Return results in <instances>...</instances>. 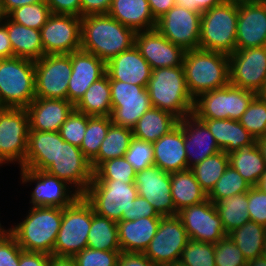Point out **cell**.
Segmentation results:
<instances>
[{
  "label": "cell",
  "mask_w": 266,
  "mask_h": 266,
  "mask_svg": "<svg viewBox=\"0 0 266 266\" xmlns=\"http://www.w3.org/2000/svg\"><path fill=\"white\" fill-rule=\"evenodd\" d=\"M136 32L108 14L81 17V48L105 63L135 45Z\"/></svg>",
  "instance_id": "obj_1"
},
{
  "label": "cell",
  "mask_w": 266,
  "mask_h": 266,
  "mask_svg": "<svg viewBox=\"0 0 266 266\" xmlns=\"http://www.w3.org/2000/svg\"><path fill=\"white\" fill-rule=\"evenodd\" d=\"M182 66L186 86L193 99L204 92L223 88L230 83L227 54L200 48L187 50Z\"/></svg>",
  "instance_id": "obj_2"
},
{
  "label": "cell",
  "mask_w": 266,
  "mask_h": 266,
  "mask_svg": "<svg viewBox=\"0 0 266 266\" xmlns=\"http://www.w3.org/2000/svg\"><path fill=\"white\" fill-rule=\"evenodd\" d=\"M62 221V208L31 207L22 222L9 228L24 251L53 255Z\"/></svg>",
  "instance_id": "obj_3"
},
{
  "label": "cell",
  "mask_w": 266,
  "mask_h": 266,
  "mask_svg": "<svg viewBox=\"0 0 266 266\" xmlns=\"http://www.w3.org/2000/svg\"><path fill=\"white\" fill-rule=\"evenodd\" d=\"M147 90L152 107L170 112L179 120L192 114L194 99L188 92L183 66L152 70Z\"/></svg>",
  "instance_id": "obj_4"
},
{
  "label": "cell",
  "mask_w": 266,
  "mask_h": 266,
  "mask_svg": "<svg viewBox=\"0 0 266 266\" xmlns=\"http://www.w3.org/2000/svg\"><path fill=\"white\" fill-rule=\"evenodd\" d=\"M238 3L225 0L201 14L200 44L203 50L227 55L236 50Z\"/></svg>",
  "instance_id": "obj_5"
},
{
  "label": "cell",
  "mask_w": 266,
  "mask_h": 266,
  "mask_svg": "<svg viewBox=\"0 0 266 266\" xmlns=\"http://www.w3.org/2000/svg\"><path fill=\"white\" fill-rule=\"evenodd\" d=\"M35 98L34 61L0 59V107L26 108Z\"/></svg>",
  "instance_id": "obj_6"
},
{
  "label": "cell",
  "mask_w": 266,
  "mask_h": 266,
  "mask_svg": "<svg viewBox=\"0 0 266 266\" xmlns=\"http://www.w3.org/2000/svg\"><path fill=\"white\" fill-rule=\"evenodd\" d=\"M138 196L134 183L116 180H92L83 197L94 212L114 222L129 221L130 208Z\"/></svg>",
  "instance_id": "obj_7"
},
{
  "label": "cell",
  "mask_w": 266,
  "mask_h": 266,
  "mask_svg": "<svg viewBox=\"0 0 266 266\" xmlns=\"http://www.w3.org/2000/svg\"><path fill=\"white\" fill-rule=\"evenodd\" d=\"M93 207L80 195L71 205L62 208V221L54 244L53 256L74 257L87 248Z\"/></svg>",
  "instance_id": "obj_8"
},
{
  "label": "cell",
  "mask_w": 266,
  "mask_h": 266,
  "mask_svg": "<svg viewBox=\"0 0 266 266\" xmlns=\"http://www.w3.org/2000/svg\"><path fill=\"white\" fill-rule=\"evenodd\" d=\"M258 94L228 84L223 88L204 92L194 99L192 115L197 119L239 120Z\"/></svg>",
  "instance_id": "obj_9"
},
{
  "label": "cell",
  "mask_w": 266,
  "mask_h": 266,
  "mask_svg": "<svg viewBox=\"0 0 266 266\" xmlns=\"http://www.w3.org/2000/svg\"><path fill=\"white\" fill-rule=\"evenodd\" d=\"M29 116L26 108L0 107V160L4 164L23 166L29 137Z\"/></svg>",
  "instance_id": "obj_10"
},
{
  "label": "cell",
  "mask_w": 266,
  "mask_h": 266,
  "mask_svg": "<svg viewBox=\"0 0 266 266\" xmlns=\"http://www.w3.org/2000/svg\"><path fill=\"white\" fill-rule=\"evenodd\" d=\"M189 240L178 215L162 216L156 234L143 254L157 266H170L179 262Z\"/></svg>",
  "instance_id": "obj_11"
},
{
  "label": "cell",
  "mask_w": 266,
  "mask_h": 266,
  "mask_svg": "<svg viewBox=\"0 0 266 266\" xmlns=\"http://www.w3.org/2000/svg\"><path fill=\"white\" fill-rule=\"evenodd\" d=\"M109 84L112 123L133 129L141 116L152 107L147 87L119 80H109Z\"/></svg>",
  "instance_id": "obj_12"
},
{
  "label": "cell",
  "mask_w": 266,
  "mask_h": 266,
  "mask_svg": "<svg viewBox=\"0 0 266 266\" xmlns=\"http://www.w3.org/2000/svg\"><path fill=\"white\" fill-rule=\"evenodd\" d=\"M45 171L66 181L71 187L73 186L72 190L80 195L87 191L93 179L90 161L83 155L80 147L64 141L59 131L57 157Z\"/></svg>",
  "instance_id": "obj_13"
},
{
  "label": "cell",
  "mask_w": 266,
  "mask_h": 266,
  "mask_svg": "<svg viewBox=\"0 0 266 266\" xmlns=\"http://www.w3.org/2000/svg\"><path fill=\"white\" fill-rule=\"evenodd\" d=\"M34 63L36 97L67 100L69 78L72 73L70 55H44Z\"/></svg>",
  "instance_id": "obj_14"
},
{
  "label": "cell",
  "mask_w": 266,
  "mask_h": 266,
  "mask_svg": "<svg viewBox=\"0 0 266 266\" xmlns=\"http://www.w3.org/2000/svg\"><path fill=\"white\" fill-rule=\"evenodd\" d=\"M230 84L262 94L266 87V46L235 50L229 55Z\"/></svg>",
  "instance_id": "obj_15"
},
{
  "label": "cell",
  "mask_w": 266,
  "mask_h": 266,
  "mask_svg": "<svg viewBox=\"0 0 266 266\" xmlns=\"http://www.w3.org/2000/svg\"><path fill=\"white\" fill-rule=\"evenodd\" d=\"M23 184L35 182V188L31 193L32 207H58L65 208L71 205L80 194L71 190L66 181L48 174L42 170H30L20 168Z\"/></svg>",
  "instance_id": "obj_16"
},
{
  "label": "cell",
  "mask_w": 266,
  "mask_h": 266,
  "mask_svg": "<svg viewBox=\"0 0 266 266\" xmlns=\"http://www.w3.org/2000/svg\"><path fill=\"white\" fill-rule=\"evenodd\" d=\"M44 55L70 54L81 48V17L51 14L40 29Z\"/></svg>",
  "instance_id": "obj_17"
},
{
  "label": "cell",
  "mask_w": 266,
  "mask_h": 266,
  "mask_svg": "<svg viewBox=\"0 0 266 266\" xmlns=\"http://www.w3.org/2000/svg\"><path fill=\"white\" fill-rule=\"evenodd\" d=\"M201 14L175 5L157 20L156 29L185 51L198 49Z\"/></svg>",
  "instance_id": "obj_18"
},
{
  "label": "cell",
  "mask_w": 266,
  "mask_h": 266,
  "mask_svg": "<svg viewBox=\"0 0 266 266\" xmlns=\"http://www.w3.org/2000/svg\"><path fill=\"white\" fill-rule=\"evenodd\" d=\"M177 215L190 240L216 244L227 236L217 209L209 199L184 207Z\"/></svg>",
  "instance_id": "obj_19"
},
{
  "label": "cell",
  "mask_w": 266,
  "mask_h": 266,
  "mask_svg": "<svg viewBox=\"0 0 266 266\" xmlns=\"http://www.w3.org/2000/svg\"><path fill=\"white\" fill-rule=\"evenodd\" d=\"M134 184L138 195L146 199L161 216L177 215L171 196L170 173L158 166L136 172Z\"/></svg>",
  "instance_id": "obj_20"
},
{
  "label": "cell",
  "mask_w": 266,
  "mask_h": 266,
  "mask_svg": "<svg viewBox=\"0 0 266 266\" xmlns=\"http://www.w3.org/2000/svg\"><path fill=\"white\" fill-rule=\"evenodd\" d=\"M135 46L152 70L182 66L186 52L180 46L170 42L156 28L136 32Z\"/></svg>",
  "instance_id": "obj_21"
},
{
  "label": "cell",
  "mask_w": 266,
  "mask_h": 266,
  "mask_svg": "<svg viewBox=\"0 0 266 266\" xmlns=\"http://www.w3.org/2000/svg\"><path fill=\"white\" fill-rule=\"evenodd\" d=\"M266 46V2L238 4L236 50Z\"/></svg>",
  "instance_id": "obj_22"
},
{
  "label": "cell",
  "mask_w": 266,
  "mask_h": 266,
  "mask_svg": "<svg viewBox=\"0 0 266 266\" xmlns=\"http://www.w3.org/2000/svg\"><path fill=\"white\" fill-rule=\"evenodd\" d=\"M69 55L72 73L69 78L67 100L75 106L91 84L106 73V63L94 54L82 49Z\"/></svg>",
  "instance_id": "obj_23"
},
{
  "label": "cell",
  "mask_w": 266,
  "mask_h": 266,
  "mask_svg": "<svg viewBox=\"0 0 266 266\" xmlns=\"http://www.w3.org/2000/svg\"><path fill=\"white\" fill-rule=\"evenodd\" d=\"M177 125L183 130L188 169L221 151L206 124L194 115L180 119Z\"/></svg>",
  "instance_id": "obj_24"
},
{
  "label": "cell",
  "mask_w": 266,
  "mask_h": 266,
  "mask_svg": "<svg viewBox=\"0 0 266 266\" xmlns=\"http://www.w3.org/2000/svg\"><path fill=\"white\" fill-rule=\"evenodd\" d=\"M74 109L75 106L65 99L36 97L26 107L30 130L58 132Z\"/></svg>",
  "instance_id": "obj_25"
},
{
  "label": "cell",
  "mask_w": 266,
  "mask_h": 266,
  "mask_svg": "<svg viewBox=\"0 0 266 266\" xmlns=\"http://www.w3.org/2000/svg\"><path fill=\"white\" fill-rule=\"evenodd\" d=\"M105 72L109 80H119L147 87L152 68L134 45L107 61Z\"/></svg>",
  "instance_id": "obj_26"
},
{
  "label": "cell",
  "mask_w": 266,
  "mask_h": 266,
  "mask_svg": "<svg viewBox=\"0 0 266 266\" xmlns=\"http://www.w3.org/2000/svg\"><path fill=\"white\" fill-rule=\"evenodd\" d=\"M154 165L168 173L188 169L183 130L177 125L153 142Z\"/></svg>",
  "instance_id": "obj_27"
},
{
  "label": "cell",
  "mask_w": 266,
  "mask_h": 266,
  "mask_svg": "<svg viewBox=\"0 0 266 266\" xmlns=\"http://www.w3.org/2000/svg\"><path fill=\"white\" fill-rule=\"evenodd\" d=\"M161 217L117 222L121 252L144 253L156 234Z\"/></svg>",
  "instance_id": "obj_28"
},
{
  "label": "cell",
  "mask_w": 266,
  "mask_h": 266,
  "mask_svg": "<svg viewBox=\"0 0 266 266\" xmlns=\"http://www.w3.org/2000/svg\"><path fill=\"white\" fill-rule=\"evenodd\" d=\"M107 14L135 32L155 29L157 24L148 0H112Z\"/></svg>",
  "instance_id": "obj_29"
},
{
  "label": "cell",
  "mask_w": 266,
  "mask_h": 266,
  "mask_svg": "<svg viewBox=\"0 0 266 266\" xmlns=\"http://www.w3.org/2000/svg\"><path fill=\"white\" fill-rule=\"evenodd\" d=\"M58 132L29 130L28 147L21 168L45 171L56 159Z\"/></svg>",
  "instance_id": "obj_30"
},
{
  "label": "cell",
  "mask_w": 266,
  "mask_h": 266,
  "mask_svg": "<svg viewBox=\"0 0 266 266\" xmlns=\"http://www.w3.org/2000/svg\"><path fill=\"white\" fill-rule=\"evenodd\" d=\"M214 136L221 151L226 154L251 145L255 138L239 123L232 119H199Z\"/></svg>",
  "instance_id": "obj_31"
},
{
  "label": "cell",
  "mask_w": 266,
  "mask_h": 266,
  "mask_svg": "<svg viewBox=\"0 0 266 266\" xmlns=\"http://www.w3.org/2000/svg\"><path fill=\"white\" fill-rule=\"evenodd\" d=\"M4 26L13 50V57L37 61L44 56L40 30L13 22L8 16Z\"/></svg>",
  "instance_id": "obj_32"
},
{
  "label": "cell",
  "mask_w": 266,
  "mask_h": 266,
  "mask_svg": "<svg viewBox=\"0 0 266 266\" xmlns=\"http://www.w3.org/2000/svg\"><path fill=\"white\" fill-rule=\"evenodd\" d=\"M178 121L179 119L172 113L151 107L132 129L133 137L153 143L176 127Z\"/></svg>",
  "instance_id": "obj_33"
},
{
  "label": "cell",
  "mask_w": 266,
  "mask_h": 266,
  "mask_svg": "<svg viewBox=\"0 0 266 266\" xmlns=\"http://www.w3.org/2000/svg\"><path fill=\"white\" fill-rule=\"evenodd\" d=\"M171 196L177 211L207 200V194L190 169L170 173Z\"/></svg>",
  "instance_id": "obj_34"
},
{
  "label": "cell",
  "mask_w": 266,
  "mask_h": 266,
  "mask_svg": "<svg viewBox=\"0 0 266 266\" xmlns=\"http://www.w3.org/2000/svg\"><path fill=\"white\" fill-rule=\"evenodd\" d=\"M75 110L88 116H111V88L106 73L91 84Z\"/></svg>",
  "instance_id": "obj_35"
},
{
  "label": "cell",
  "mask_w": 266,
  "mask_h": 266,
  "mask_svg": "<svg viewBox=\"0 0 266 266\" xmlns=\"http://www.w3.org/2000/svg\"><path fill=\"white\" fill-rule=\"evenodd\" d=\"M229 165L252 187L256 186L266 170L265 161L254 142L228 154Z\"/></svg>",
  "instance_id": "obj_36"
},
{
  "label": "cell",
  "mask_w": 266,
  "mask_h": 266,
  "mask_svg": "<svg viewBox=\"0 0 266 266\" xmlns=\"http://www.w3.org/2000/svg\"><path fill=\"white\" fill-rule=\"evenodd\" d=\"M132 138V129L112 123L100 145L98 155L90 162L92 170L106 160L124 157Z\"/></svg>",
  "instance_id": "obj_37"
},
{
  "label": "cell",
  "mask_w": 266,
  "mask_h": 266,
  "mask_svg": "<svg viewBox=\"0 0 266 266\" xmlns=\"http://www.w3.org/2000/svg\"><path fill=\"white\" fill-rule=\"evenodd\" d=\"M90 249L121 251L117 223L94 212L87 239Z\"/></svg>",
  "instance_id": "obj_38"
},
{
  "label": "cell",
  "mask_w": 266,
  "mask_h": 266,
  "mask_svg": "<svg viewBox=\"0 0 266 266\" xmlns=\"http://www.w3.org/2000/svg\"><path fill=\"white\" fill-rule=\"evenodd\" d=\"M266 227L254 221H248L227 234L242 251L248 261L262 255Z\"/></svg>",
  "instance_id": "obj_39"
},
{
  "label": "cell",
  "mask_w": 266,
  "mask_h": 266,
  "mask_svg": "<svg viewBox=\"0 0 266 266\" xmlns=\"http://www.w3.org/2000/svg\"><path fill=\"white\" fill-rule=\"evenodd\" d=\"M226 234L249 221L248 192L235 194L214 203Z\"/></svg>",
  "instance_id": "obj_40"
},
{
  "label": "cell",
  "mask_w": 266,
  "mask_h": 266,
  "mask_svg": "<svg viewBox=\"0 0 266 266\" xmlns=\"http://www.w3.org/2000/svg\"><path fill=\"white\" fill-rule=\"evenodd\" d=\"M228 166V154L220 151L191 167L190 170L199 182L202 190L208 195Z\"/></svg>",
  "instance_id": "obj_41"
},
{
  "label": "cell",
  "mask_w": 266,
  "mask_h": 266,
  "mask_svg": "<svg viewBox=\"0 0 266 266\" xmlns=\"http://www.w3.org/2000/svg\"><path fill=\"white\" fill-rule=\"evenodd\" d=\"M111 124L110 116H88L87 128L80 149L90 162L98 155L100 145Z\"/></svg>",
  "instance_id": "obj_42"
},
{
  "label": "cell",
  "mask_w": 266,
  "mask_h": 266,
  "mask_svg": "<svg viewBox=\"0 0 266 266\" xmlns=\"http://www.w3.org/2000/svg\"><path fill=\"white\" fill-rule=\"evenodd\" d=\"M252 186L230 165L214 185L207 198L212 202L223 200L235 194L248 192Z\"/></svg>",
  "instance_id": "obj_43"
},
{
  "label": "cell",
  "mask_w": 266,
  "mask_h": 266,
  "mask_svg": "<svg viewBox=\"0 0 266 266\" xmlns=\"http://www.w3.org/2000/svg\"><path fill=\"white\" fill-rule=\"evenodd\" d=\"M136 171L125 157L113 158L102 162L94 171L92 180H116L134 183Z\"/></svg>",
  "instance_id": "obj_44"
},
{
  "label": "cell",
  "mask_w": 266,
  "mask_h": 266,
  "mask_svg": "<svg viewBox=\"0 0 266 266\" xmlns=\"http://www.w3.org/2000/svg\"><path fill=\"white\" fill-rule=\"evenodd\" d=\"M238 121L255 140L266 136V98L258 94Z\"/></svg>",
  "instance_id": "obj_45"
},
{
  "label": "cell",
  "mask_w": 266,
  "mask_h": 266,
  "mask_svg": "<svg viewBox=\"0 0 266 266\" xmlns=\"http://www.w3.org/2000/svg\"><path fill=\"white\" fill-rule=\"evenodd\" d=\"M46 2H39L15 8L7 16L18 24L40 30L51 15Z\"/></svg>",
  "instance_id": "obj_46"
},
{
  "label": "cell",
  "mask_w": 266,
  "mask_h": 266,
  "mask_svg": "<svg viewBox=\"0 0 266 266\" xmlns=\"http://www.w3.org/2000/svg\"><path fill=\"white\" fill-rule=\"evenodd\" d=\"M214 244L189 240L179 262L185 266H215Z\"/></svg>",
  "instance_id": "obj_47"
},
{
  "label": "cell",
  "mask_w": 266,
  "mask_h": 266,
  "mask_svg": "<svg viewBox=\"0 0 266 266\" xmlns=\"http://www.w3.org/2000/svg\"><path fill=\"white\" fill-rule=\"evenodd\" d=\"M124 157L136 172L149 168L154 165L153 143L133 137Z\"/></svg>",
  "instance_id": "obj_48"
},
{
  "label": "cell",
  "mask_w": 266,
  "mask_h": 266,
  "mask_svg": "<svg viewBox=\"0 0 266 266\" xmlns=\"http://www.w3.org/2000/svg\"><path fill=\"white\" fill-rule=\"evenodd\" d=\"M87 122L88 115L74 109L61 125L59 133L64 141L80 147L87 128Z\"/></svg>",
  "instance_id": "obj_49"
},
{
  "label": "cell",
  "mask_w": 266,
  "mask_h": 266,
  "mask_svg": "<svg viewBox=\"0 0 266 266\" xmlns=\"http://www.w3.org/2000/svg\"><path fill=\"white\" fill-rule=\"evenodd\" d=\"M214 248L215 266H246L242 251L228 235L214 244Z\"/></svg>",
  "instance_id": "obj_50"
},
{
  "label": "cell",
  "mask_w": 266,
  "mask_h": 266,
  "mask_svg": "<svg viewBox=\"0 0 266 266\" xmlns=\"http://www.w3.org/2000/svg\"><path fill=\"white\" fill-rule=\"evenodd\" d=\"M121 251H106L85 248L73 258L77 266H117Z\"/></svg>",
  "instance_id": "obj_51"
},
{
  "label": "cell",
  "mask_w": 266,
  "mask_h": 266,
  "mask_svg": "<svg viewBox=\"0 0 266 266\" xmlns=\"http://www.w3.org/2000/svg\"><path fill=\"white\" fill-rule=\"evenodd\" d=\"M249 220L266 227V193L253 186L248 191Z\"/></svg>",
  "instance_id": "obj_52"
},
{
  "label": "cell",
  "mask_w": 266,
  "mask_h": 266,
  "mask_svg": "<svg viewBox=\"0 0 266 266\" xmlns=\"http://www.w3.org/2000/svg\"><path fill=\"white\" fill-rule=\"evenodd\" d=\"M22 250L10 232L0 236V266H19Z\"/></svg>",
  "instance_id": "obj_53"
},
{
  "label": "cell",
  "mask_w": 266,
  "mask_h": 266,
  "mask_svg": "<svg viewBox=\"0 0 266 266\" xmlns=\"http://www.w3.org/2000/svg\"><path fill=\"white\" fill-rule=\"evenodd\" d=\"M51 13L71 14L80 17L81 0H46Z\"/></svg>",
  "instance_id": "obj_54"
},
{
  "label": "cell",
  "mask_w": 266,
  "mask_h": 266,
  "mask_svg": "<svg viewBox=\"0 0 266 266\" xmlns=\"http://www.w3.org/2000/svg\"><path fill=\"white\" fill-rule=\"evenodd\" d=\"M144 217H162L154 207L142 196H137L134 200V205L130 208L129 221Z\"/></svg>",
  "instance_id": "obj_55"
},
{
  "label": "cell",
  "mask_w": 266,
  "mask_h": 266,
  "mask_svg": "<svg viewBox=\"0 0 266 266\" xmlns=\"http://www.w3.org/2000/svg\"><path fill=\"white\" fill-rule=\"evenodd\" d=\"M112 0H81L80 17L107 14Z\"/></svg>",
  "instance_id": "obj_56"
},
{
  "label": "cell",
  "mask_w": 266,
  "mask_h": 266,
  "mask_svg": "<svg viewBox=\"0 0 266 266\" xmlns=\"http://www.w3.org/2000/svg\"><path fill=\"white\" fill-rule=\"evenodd\" d=\"M225 0H175V5L188 10L203 13L214 6L220 5Z\"/></svg>",
  "instance_id": "obj_57"
},
{
  "label": "cell",
  "mask_w": 266,
  "mask_h": 266,
  "mask_svg": "<svg viewBox=\"0 0 266 266\" xmlns=\"http://www.w3.org/2000/svg\"><path fill=\"white\" fill-rule=\"evenodd\" d=\"M117 266H157L143 253L121 252Z\"/></svg>",
  "instance_id": "obj_58"
},
{
  "label": "cell",
  "mask_w": 266,
  "mask_h": 266,
  "mask_svg": "<svg viewBox=\"0 0 266 266\" xmlns=\"http://www.w3.org/2000/svg\"><path fill=\"white\" fill-rule=\"evenodd\" d=\"M49 259L47 254L22 250L19 266H48Z\"/></svg>",
  "instance_id": "obj_59"
},
{
  "label": "cell",
  "mask_w": 266,
  "mask_h": 266,
  "mask_svg": "<svg viewBox=\"0 0 266 266\" xmlns=\"http://www.w3.org/2000/svg\"><path fill=\"white\" fill-rule=\"evenodd\" d=\"M148 3L156 21L166 14L170 8L175 6V0H148Z\"/></svg>",
  "instance_id": "obj_60"
},
{
  "label": "cell",
  "mask_w": 266,
  "mask_h": 266,
  "mask_svg": "<svg viewBox=\"0 0 266 266\" xmlns=\"http://www.w3.org/2000/svg\"><path fill=\"white\" fill-rule=\"evenodd\" d=\"M13 57V50L8 37L7 28L0 26V59H7Z\"/></svg>",
  "instance_id": "obj_61"
},
{
  "label": "cell",
  "mask_w": 266,
  "mask_h": 266,
  "mask_svg": "<svg viewBox=\"0 0 266 266\" xmlns=\"http://www.w3.org/2000/svg\"><path fill=\"white\" fill-rule=\"evenodd\" d=\"M39 2H46V0H1L4 11L7 15L15 8L30 4H36Z\"/></svg>",
  "instance_id": "obj_62"
},
{
  "label": "cell",
  "mask_w": 266,
  "mask_h": 266,
  "mask_svg": "<svg viewBox=\"0 0 266 266\" xmlns=\"http://www.w3.org/2000/svg\"><path fill=\"white\" fill-rule=\"evenodd\" d=\"M48 266H77V262L73 257L50 256Z\"/></svg>",
  "instance_id": "obj_63"
},
{
  "label": "cell",
  "mask_w": 266,
  "mask_h": 266,
  "mask_svg": "<svg viewBox=\"0 0 266 266\" xmlns=\"http://www.w3.org/2000/svg\"><path fill=\"white\" fill-rule=\"evenodd\" d=\"M255 143L266 164V136L257 138L255 140Z\"/></svg>",
  "instance_id": "obj_64"
},
{
  "label": "cell",
  "mask_w": 266,
  "mask_h": 266,
  "mask_svg": "<svg viewBox=\"0 0 266 266\" xmlns=\"http://www.w3.org/2000/svg\"><path fill=\"white\" fill-rule=\"evenodd\" d=\"M255 187H257L261 192L266 193V170L262 174L260 180L258 181Z\"/></svg>",
  "instance_id": "obj_65"
},
{
  "label": "cell",
  "mask_w": 266,
  "mask_h": 266,
  "mask_svg": "<svg viewBox=\"0 0 266 266\" xmlns=\"http://www.w3.org/2000/svg\"><path fill=\"white\" fill-rule=\"evenodd\" d=\"M6 18H7V14L5 13L3 4L1 3V0H0V26L4 25Z\"/></svg>",
  "instance_id": "obj_66"
},
{
  "label": "cell",
  "mask_w": 266,
  "mask_h": 266,
  "mask_svg": "<svg viewBox=\"0 0 266 266\" xmlns=\"http://www.w3.org/2000/svg\"><path fill=\"white\" fill-rule=\"evenodd\" d=\"M235 3H251V2H266V0H228Z\"/></svg>",
  "instance_id": "obj_67"
},
{
  "label": "cell",
  "mask_w": 266,
  "mask_h": 266,
  "mask_svg": "<svg viewBox=\"0 0 266 266\" xmlns=\"http://www.w3.org/2000/svg\"><path fill=\"white\" fill-rule=\"evenodd\" d=\"M262 255L266 257V229H265V237H264V244L262 249Z\"/></svg>",
  "instance_id": "obj_68"
},
{
  "label": "cell",
  "mask_w": 266,
  "mask_h": 266,
  "mask_svg": "<svg viewBox=\"0 0 266 266\" xmlns=\"http://www.w3.org/2000/svg\"><path fill=\"white\" fill-rule=\"evenodd\" d=\"M9 229H4V227H2L1 223H0V236H3L4 234L8 233Z\"/></svg>",
  "instance_id": "obj_69"
},
{
  "label": "cell",
  "mask_w": 266,
  "mask_h": 266,
  "mask_svg": "<svg viewBox=\"0 0 266 266\" xmlns=\"http://www.w3.org/2000/svg\"><path fill=\"white\" fill-rule=\"evenodd\" d=\"M170 266H185V265H183V264L180 263V262H176L175 264H172V265H170Z\"/></svg>",
  "instance_id": "obj_70"
},
{
  "label": "cell",
  "mask_w": 266,
  "mask_h": 266,
  "mask_svg": "<svg viewBox=\"0 0 266 266\" xmlns=\"http://www.w3.org/2000/svg\"><path fill=\"white\" fill-rule=\"evenodd\" d=\"M261 95L266 98V87H265V90L262 92Z\"/></svg>",
  "instance_id": "obj_71"
}]
</instances>
